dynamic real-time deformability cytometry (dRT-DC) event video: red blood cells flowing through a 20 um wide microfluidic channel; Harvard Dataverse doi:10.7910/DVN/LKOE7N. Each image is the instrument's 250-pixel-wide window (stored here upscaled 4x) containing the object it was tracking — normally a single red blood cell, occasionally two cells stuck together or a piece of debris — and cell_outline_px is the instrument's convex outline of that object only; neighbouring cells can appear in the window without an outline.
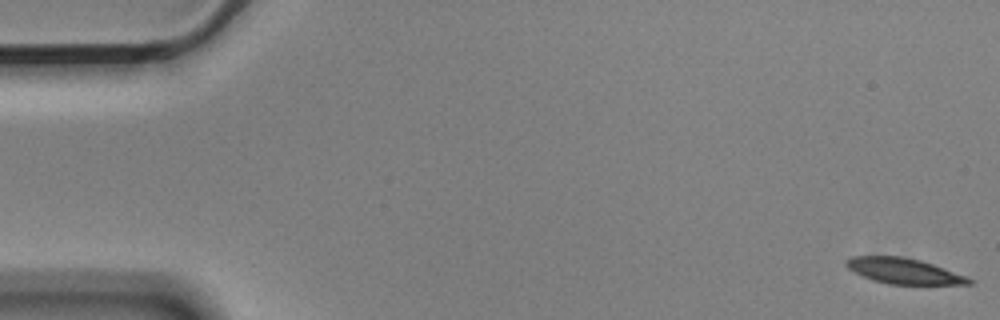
{"species": "Egyptian fruit bat (a non-hibernating species)", "species_latin": "Rousettus aegyptiacus", "temperature_condition": "cold", "stored_images_in_passage": 11, "camera_frame_rate_fps": 3000, "um_per_image_px": 0.085, "animal": {"sex": "male"}, "frame": {"image": 1, "passage_image": 1, "time_ms": 0.0, "image_size_px": [1000, 320], "cell_outline_px": [[972, 284], [888, 284], [872, 280], [848, 268], [844, 264], [844, 260], [852, 256], [900, 256], [920, 260], [968, 276], [972, 280]], "centroid_in_image_um": [76.81, 23.03], "position_along_channel_um": 8.2, "area_um2": 18.21}}